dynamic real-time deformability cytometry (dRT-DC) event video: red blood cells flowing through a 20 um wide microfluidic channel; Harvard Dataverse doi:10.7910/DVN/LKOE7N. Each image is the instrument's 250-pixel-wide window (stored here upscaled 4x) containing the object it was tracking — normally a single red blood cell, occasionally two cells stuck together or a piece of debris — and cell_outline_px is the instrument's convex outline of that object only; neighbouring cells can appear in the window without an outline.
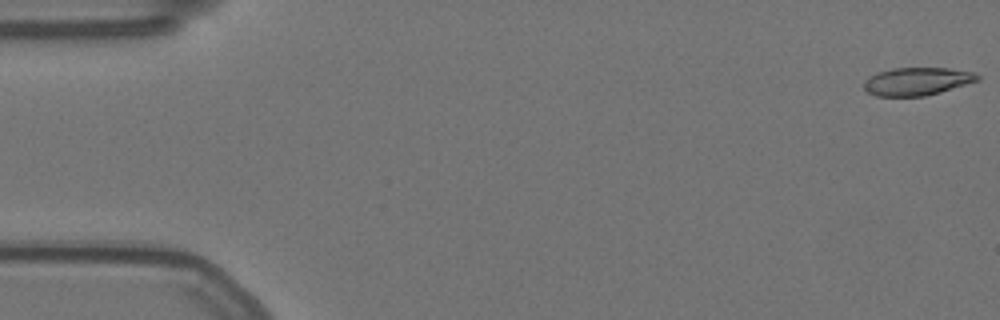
{"species": "Egyptian fruit bat (a non-hibernating species)", "species_latin": "Rousettus aegyptiacus", "temperature_condition": "warm", "stored_images_in_passage": 57, "camera_frame_rate_fps": 3000, "um_per_image_px": 0.085, "animal": {"sex": "female"}, "frame": {"image": 1, "passage_image": 1, "time_ms": 0.0, "image_size_px": [1000, 320], "cell_outline_px": [[980, 80], [940, 92], [924, 96], [876, 96], [868, 92], [864, 88], [864, 80], [868, 76], [892, 68], [948, 68], [976, 72], [980, 76]], "centroid_in_image_um": [77.96, 6.91], "position_along_channel_um": 7.0, "area_um2": 18.5}}
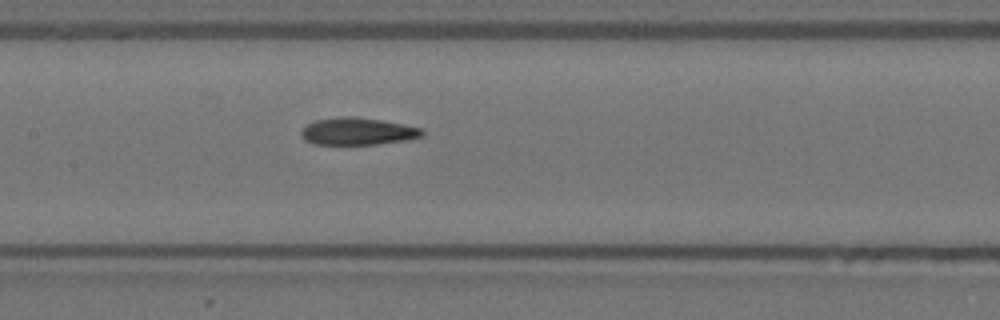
{"frame": {"image": 2, "passage_image": 27, "time_ms": 8.667, "image_size_px": [1000, 320], "cell_outline_px": [[424, 136], [408, 140], [376, 144], [312, 144], [304, 140], [300, 132], [308, 124], [316, 120], [348, 116], [356, 116], [380, 120], [420, 128], [424, 132]], "centroid_in_image_um": [30.4, 11.17], "position_along_channel_um": 177.0, "area_um2": 19.02}}
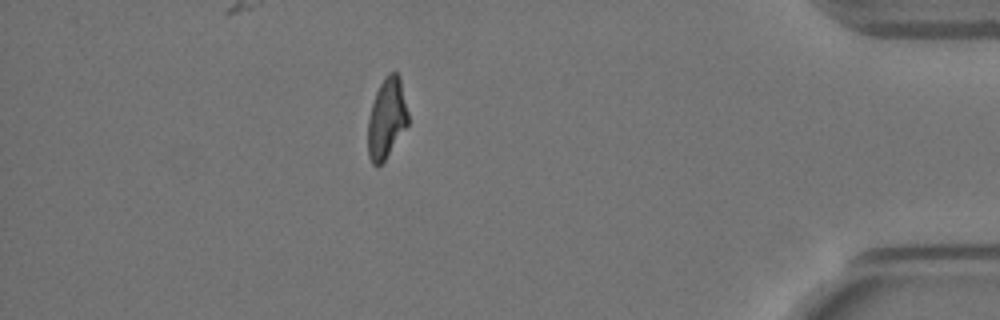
{"frame": {"image": 3, "passage_image": 50, "time_ms": 16.333, "image_size_px": [1000, 320], "cell_outline_px": [[408, 124], [384, 160], [376, 168], [372, 164], [368, 156], [368, 116], [376, 92], [384, 76], [388, 72], [396, 72], [400, 76], [408, 112]], "centroid_in_image_um": [32.86, 10.04], "position_along_channel_um": 402.3, "area_um2": 18.79}, "authors_computed_cell_mechanics": {"area_um2": 19.4208, "velocity_mm_per_s": 3.5352, "shape_relaxation_time_tau1_ms": 7.9528, "shape_relaxation_time_tau2_ms": 2.6542, "deformation_change_tau1": 0.2416, "deformation_change_tau2": 0.0969}}